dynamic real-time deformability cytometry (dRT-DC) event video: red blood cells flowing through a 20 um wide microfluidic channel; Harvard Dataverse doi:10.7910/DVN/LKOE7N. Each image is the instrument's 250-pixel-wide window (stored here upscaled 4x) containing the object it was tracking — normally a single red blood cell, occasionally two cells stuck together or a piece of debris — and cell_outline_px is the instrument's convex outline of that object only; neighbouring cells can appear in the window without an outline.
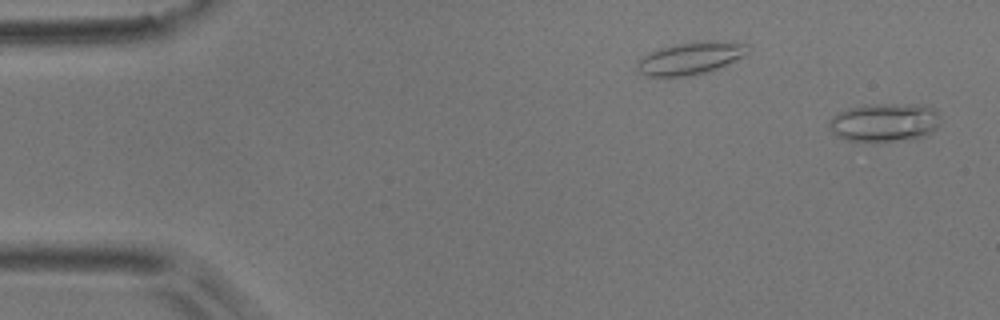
{"species": "common noctule bat (a hibernating species)", "species_latin": "Nyctalus noctula", "temperature_condition": "room temperature", "stored_images_in_passage": 17, "camera_frame_rate_fps": 3000, "um_per_image_px": 0.085, "animal": {"sex": "male", "body_mass_g": 17.9}, "frame": {"image": 1, "passage_image": 1, "time_ms": 0.0, "image_size_px": [1000, 320], "cell_outline_px": [[940, 124], [932, 132], [924, 136], [908, 140], [844, 140], [836, 136], [832, 132], [828, 124], [828, 120], [832, 116], [848, 108], [864, 104], [924, 104], [932, 108], [940, 116]], "centroid_in_image_um": [75.19, 10.38], "position_along_channel_um": 9.8, "area_um2": 25.09}}
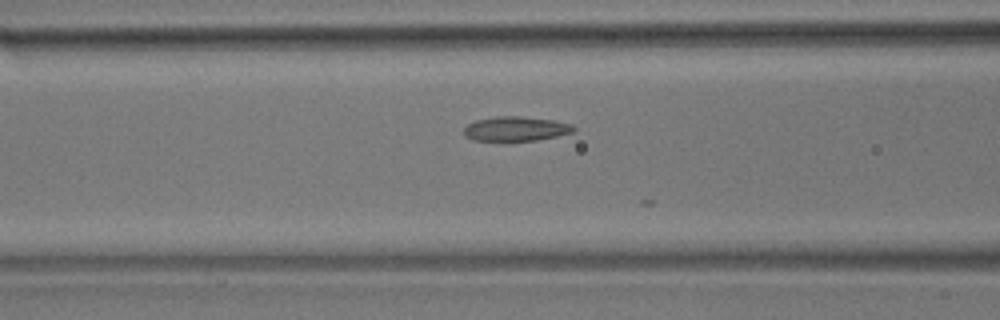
{"frame": {"image": 2, "passage_image": 14, "time_ms": 4.333, "image_size_px": [1000, 320], "cell_outline_px": [[576, 132], [536, 140], [508, 144], [504, 144], [472, 140], [464, 136], [464, 128], [468, 124], [476, 120], [496, 116], [520, 116], [552, 120], [572, 124], [576, 128]], "centroid_in_image_um": [43.8, 11.0], "position_along_channel_um": 122.8, "area_um2": 16.59}}